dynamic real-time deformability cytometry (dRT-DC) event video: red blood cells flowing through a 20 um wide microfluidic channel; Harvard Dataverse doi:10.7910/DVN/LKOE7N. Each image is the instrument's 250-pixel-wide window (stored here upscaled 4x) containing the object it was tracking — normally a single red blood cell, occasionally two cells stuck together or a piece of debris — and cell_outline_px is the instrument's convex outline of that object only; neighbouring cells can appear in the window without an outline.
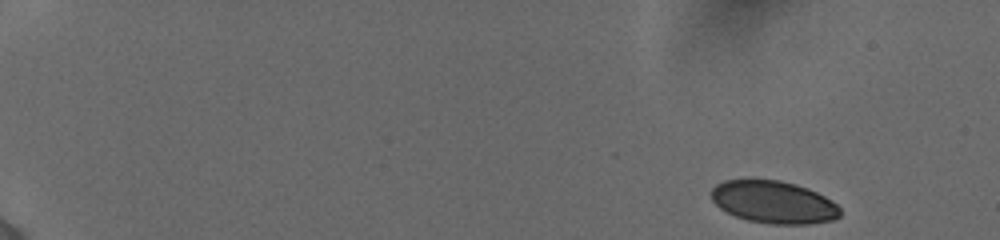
{"species": "human", "species_latin": "Homo sapiens", "temperature_condition": "cold", "stored_images_in_passage": 10, "camera_frame_rate_fps": 3000, "um_per_image_px": 0.085, "donor": {"sex": "female"}, "frame": {"image": 1, "passage_image": 1, "time_ms": 0.0, "image_size_px": [1000, 240], "cell_outline_px": [[840, 216], [832, 220], [808, 224], [768, 224], [748, 220], [736, 216], [720, 208], [712, 200], [712, 188], [716, 184], [724, 180], [752, 176], [780, 180], [796, 184], [808, 188], [824, 196], [836, 204], [840, 208]], "centroid_in_image_um": [65.72, 17.13], "position_along_channel_um": 19.3, "area_um2": 32.54}}
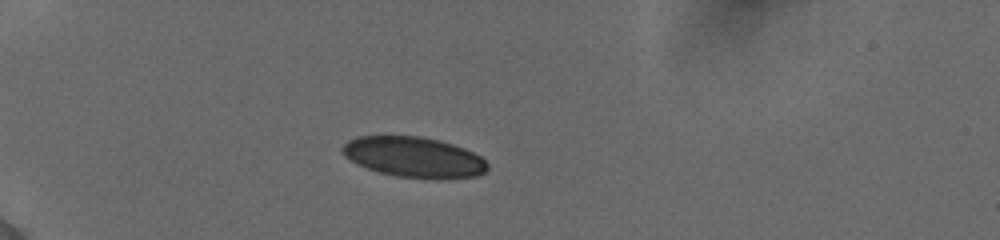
{"frame": {"image": 2, "passage_image": 6, "time_ms": 4.0, "image_size_px": [1000, 240], "cell_outline_px": [[488, 168], [484, 172], [476, 176], [436, 180], [396, 176], [376, 172], [356, 164], [344, 156], [340, 148], [348, 140], [360, 136], [420, 136], [440, 140], [464, 148], [480, 156], [488, 164]], "centroid_in_image_um": [35.16, 13.37], "position_along_channel_um": 49.8, "area_um2": 34.56}}
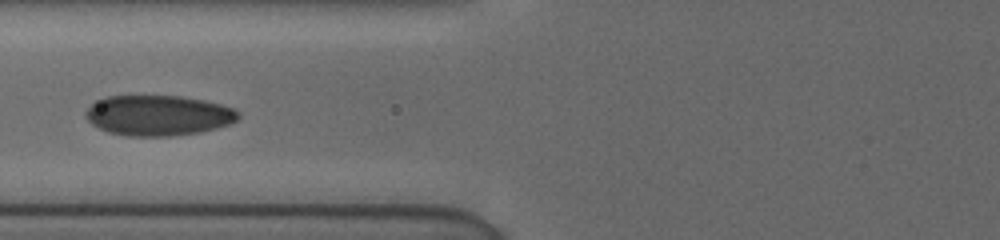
{"frame": {"image": 3, "passage_image": 9, "time_ms": 6.667, "image_size_px": [1000, 240], "cell_outline_px": [[240, 116], [232, 124], [200, 132], [172, 136], [128, 136], [108, 132], [92, 124], [88, 120], [84, 112], [96, 100], [104, 96], [180, 96], [204, 100], [220, 104], [232, 108], [240, 112]], "centroid_in_image_um": [13.46, 9.81], "position_along_channel_um": 112.3, "area_um2": 36.01}}